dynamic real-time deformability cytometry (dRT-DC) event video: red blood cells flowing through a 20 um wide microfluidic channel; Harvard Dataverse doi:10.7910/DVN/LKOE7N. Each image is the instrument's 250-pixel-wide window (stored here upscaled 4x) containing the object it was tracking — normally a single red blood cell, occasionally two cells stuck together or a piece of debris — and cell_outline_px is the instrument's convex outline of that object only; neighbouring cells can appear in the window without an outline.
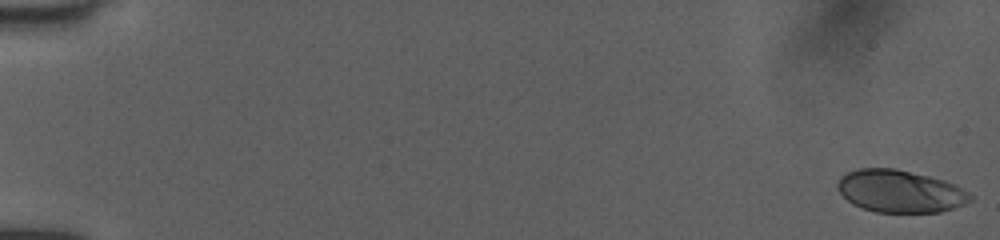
{"species": "human", "species_latin": "Homo sapiens", "temperature_condition": "room temperature", "stored_images_in_passage": 52, "camera_frame_rate_fps": 3000, "um_per_image_px": 0.085, "donor": {"sex": "female"}, "frame": {"image": 1, "passage_image": 1, "time_ms": 0.0, "image_size_px": [1000, 240], "cell_outline_px": [[972, 200], [964, 204], [940, 212], [876, 212], [852, 204], [836, 188], [836, 184], [840, 176], [856, 168], [896, 168], [944, 180], [956, 184], [968, 192], [972, 196]], "centroid_in_image_um": [76.49, 16.24], "position_along_channel_um": 8.5, "area_um2": 32.83}}
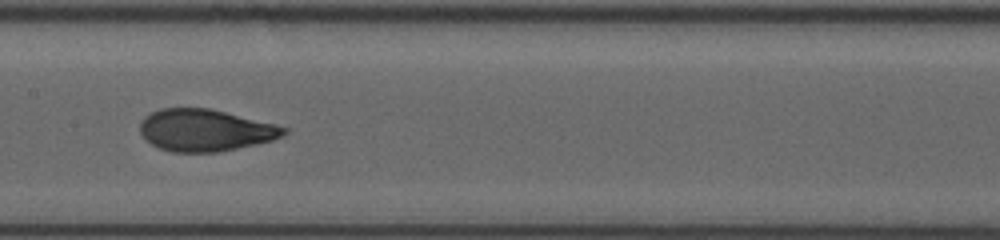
{"frame": {"image": 2, "passage_image": 28, "time_ms": 9.0, "image_size_px": [1000, 240], "cell_outline_px": [[288, 132], [284, 136], [272, 140], [256, 144], [220, 152], [172, 152], [160, 148], [152, 144], [140, 132], [140, 120], [144, 116], [160, 108], [212, 108], [276, 124], [288, 128]], "centroid_in_image_um": [17.47, 11.06], "position_along_channel_um": 189.9, "area_um2": 35.37}}
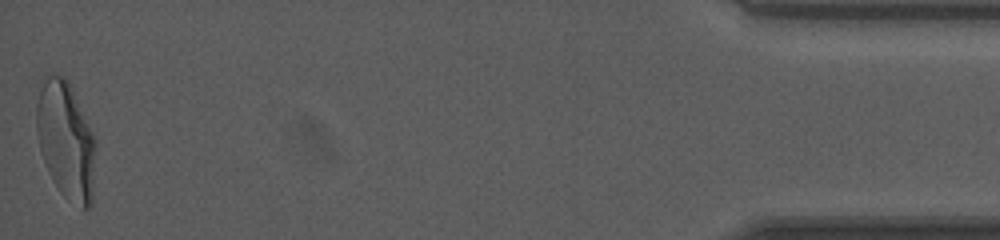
{"frame": {"image": 3, "passage_image": 52, "time_ms": 17.0, "image_size_px": [1000, 240], "cell_outline_px": [[96, 144], [92, 204], [88, 208], [84, 208], [64, 196], [60, 192], [52, 180], [48, 172], [40, 152], [36, 128], [36, 104], [40, 88], [48, 76], [64, 76], [68, 80], [72, 88], [96, 140]], "centroid_in_image_um": [5.6, 11.95], "position_along_channel_um": 429.6, "area_um2": 40.29}, "authors_computed_cell_mechanics": {"area_um2": 34.9112, "velocity_mm_per_s": 4.0449, "shape_relaxation_time_tau1_ms": 3.8247, "shape_relaxation_time_tau2_ms": 0.721, "deformation_change_tau1": 0.1776, "deformation_change_tau2": 0.0696}}